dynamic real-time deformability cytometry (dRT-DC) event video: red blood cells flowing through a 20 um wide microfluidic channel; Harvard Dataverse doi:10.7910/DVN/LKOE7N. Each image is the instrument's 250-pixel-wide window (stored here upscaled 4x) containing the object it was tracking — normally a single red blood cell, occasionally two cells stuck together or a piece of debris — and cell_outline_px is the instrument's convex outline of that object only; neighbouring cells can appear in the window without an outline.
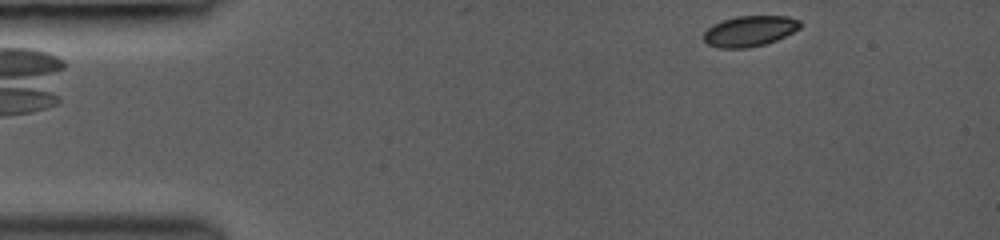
{"species": "common noctule bat (a hibernating species)", "species_latin": "Nyctalus noctula", "temperature_condition": "room temperature", "stored_images_in_passage": 14, "camera_frame_rate_fps": 3000, "um_per_image_px": 0.085, "animal": {"sex": "female", "body_mass_g": 19.0, "forearm_length_mm": 53.3}, "frame": {"image": 1, "passage_image": 2, "time_ms": 0.333, "image_size_px": [1000, 240], "cell_outline_px": [[800, 28], [776, 40], [764, 44], [748, 48], [720, 48], [708, 44], [704, 40], [704, 32], [712, 24], [720, 20], [736, 16], [788, 16], [800, 20]], "centroid_in_image_um": [63.69, 2.63], "position_along_channel_um": 21.3, "area_um2": 17.22}}
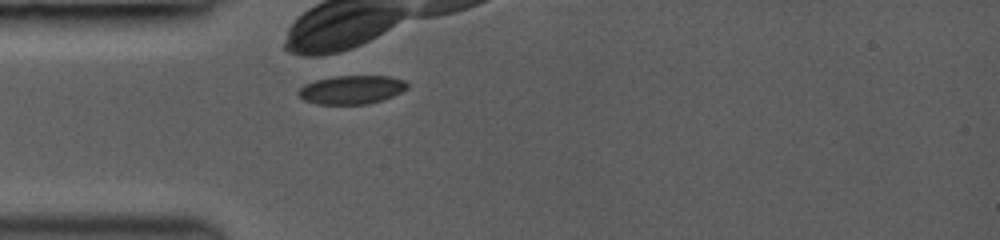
{"frame": {"image": 2, "passage_image": 14, "time_ms": 3.0, "image_size_px": [1000, 240], "cell_outline_px": [[408, 88], [392, 96], [368, 104], [316, 104], [304, 100], [296, 92], [304, 84], [316, 80], [332, 76], [388, 76], [404, 80], [408, 84]], "centroid_in_image_um": [29.86, 7.62], "position_along_channel_um": 55.1, "area_um2": 18.09}}